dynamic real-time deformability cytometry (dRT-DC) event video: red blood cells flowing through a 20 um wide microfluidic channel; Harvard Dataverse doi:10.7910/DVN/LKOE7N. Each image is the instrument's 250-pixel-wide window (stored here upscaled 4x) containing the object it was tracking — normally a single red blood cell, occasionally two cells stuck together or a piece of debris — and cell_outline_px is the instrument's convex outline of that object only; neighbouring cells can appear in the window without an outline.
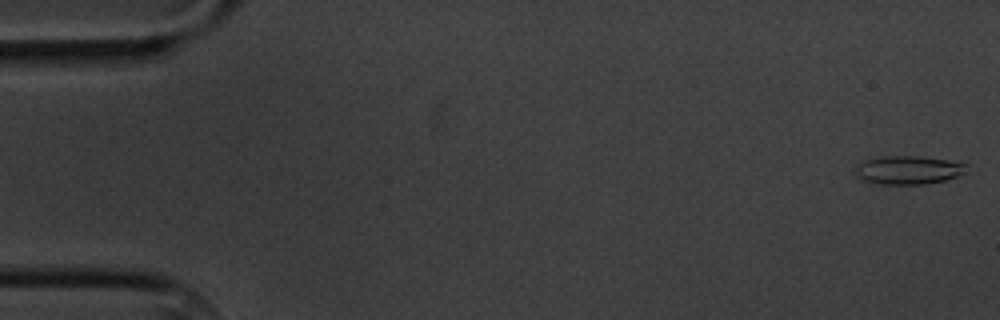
{"species": "common noctule bat (a hibernating species)", "species_latin": "Nyctalus noctula", "temperature_condition": "cold", "stored_images_in_passage": 4, "camera_frame_rate_fps": 3000, "um_per_image_px": 0.085, "animal": {"sex": "male", "body_mass_g": 20.1, "forearm_length_mm": 53.5}, "frame": {"image": 1, "passage_image": 1, "time_ms": 0.0, "image_size_px": [1000, 320], "cell_outline_px": [[968, 164], [964, 172], [956, 176], [944, 180], [924, 184], [880, 184], [864, 180], [856, 176], [856, 168], [860, 164], [868, 160], [884, 156], [920, 156], [948, 160]], "centroid_in_image_um": [77.23, 14.45], "position_along_channel_um": 7.8, "area_um2": 18.09}}